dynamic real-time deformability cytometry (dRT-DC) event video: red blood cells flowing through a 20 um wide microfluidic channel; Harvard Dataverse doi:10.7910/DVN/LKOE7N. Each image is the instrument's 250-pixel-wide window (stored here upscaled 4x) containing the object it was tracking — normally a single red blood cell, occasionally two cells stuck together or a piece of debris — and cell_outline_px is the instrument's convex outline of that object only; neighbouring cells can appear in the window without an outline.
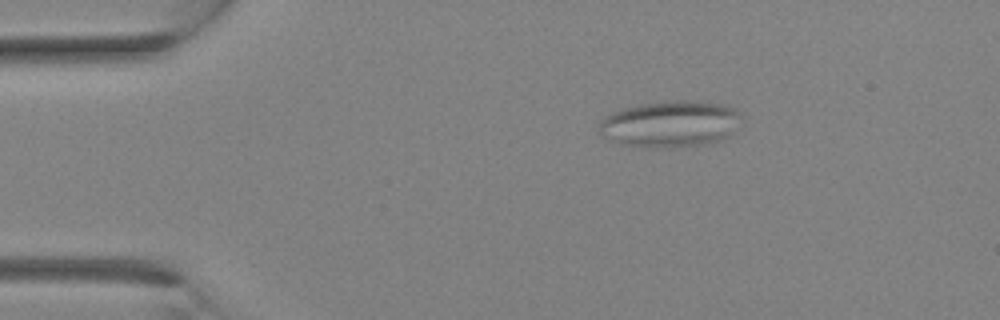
{"species": "Egyptian fruit bat (a non-hibernating species)", "species_latin": "Rousettus aegyptiacus", "temperature_condition": "room temperature", "stored_images_in_passage": 2, "camera_frame_rate_fps": 3000, "um_per_image_px": 0.085, "animal": {"sex": "female"}, "frame": {"image": 1, "passage_image": 1, "time_ms": 0.0, "image_size_px": [1000, 320], "cell_outline_px": [[744, 116], [732, 136], [724, 140], [704, 144], [668, 148], [644, 148], [620, 144], [600, 136], [600, 120], [604, 116], [612, 112], [624, 108], [640, 104], [668, 100], [688, 100], [724, 104], [740, 112]], "centroid_in_image_um": [57.01, 10.55], "position_along_channel_um": 28.0, "area_um2": 39.42}}